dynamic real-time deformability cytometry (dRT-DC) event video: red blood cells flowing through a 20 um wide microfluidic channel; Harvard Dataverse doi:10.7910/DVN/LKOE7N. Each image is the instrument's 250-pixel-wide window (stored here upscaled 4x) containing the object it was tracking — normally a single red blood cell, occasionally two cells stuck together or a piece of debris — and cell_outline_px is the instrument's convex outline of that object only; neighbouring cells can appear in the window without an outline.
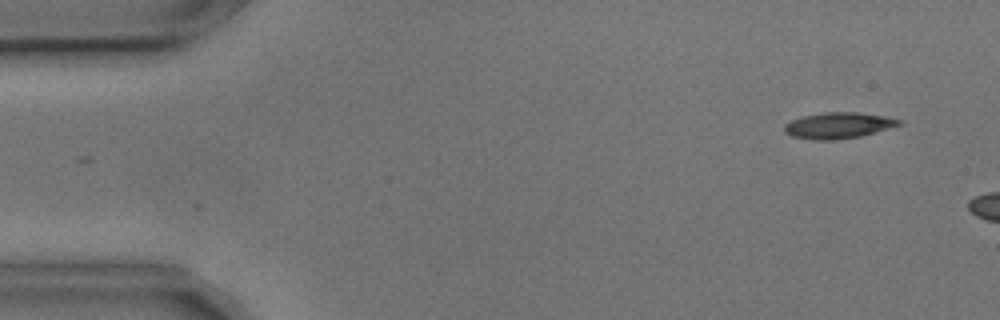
{"species": "common noctule bat (a hibernating species)", "species_latin": "Nyctalus noctula", "temperature_condition": "cold", "stored_images_in_passage": 3, "camera_frame_rate_fps": 3000, "um_per_image_px": 0.085, "animal": {"sex": "male", "body_mass_g": 17.9, "forearm_length_mm": 54.2}, "frame": {"image": 1, "passage_image": 1, "time_ms": 0.0, "image_size_px": [1000, 320], "cell_outline_px": [[904, 124], [860, 136], [832, 140], [816, 140], [792, 136], [784, 132], [784, 124], [792, 120], [804, 116], [824, 112], [860, 112], [888, 116], [904, 120]], "centroid_in_image_um": [71.32, 10.65], "position_along_channel_um": 13.7, "area_um2": 17.51}}